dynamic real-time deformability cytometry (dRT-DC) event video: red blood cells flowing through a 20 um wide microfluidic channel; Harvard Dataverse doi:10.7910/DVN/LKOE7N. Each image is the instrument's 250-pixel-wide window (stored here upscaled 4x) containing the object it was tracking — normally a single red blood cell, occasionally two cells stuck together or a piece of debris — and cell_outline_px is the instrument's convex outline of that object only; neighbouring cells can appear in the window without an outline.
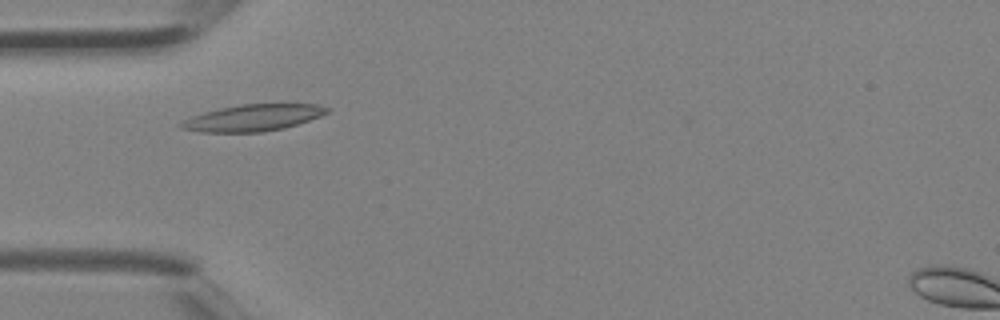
{"species": "Egyptian fruit bat (a non-hibernating species)", "species_latin": "Rousettus aegyptiacus", "temperature_condition": "room temperature", "stored_images_in_passage": 6, "camera_frame_rate_fps": 3000, "um_per_image_px": 0.085, "animal": {"sex": "female"}, "frame": {"image": 1, "passage_image": 5, "time_ms": 1.333, "image_size_px": [1000, 320], "cell_outline_px": [[332, 108], [328, 112], [320, 116], [284, 128], [260, 132], [200, 132], [180, 128], [180, 124], [184, 120], [192, 116], [204, 112], [220, 108], [240, 104], [316, 104]], "centroid_in_image_um": [21.51, 10.0], "position_along_channel_um": 63.5, "area_um2": 22.43}}
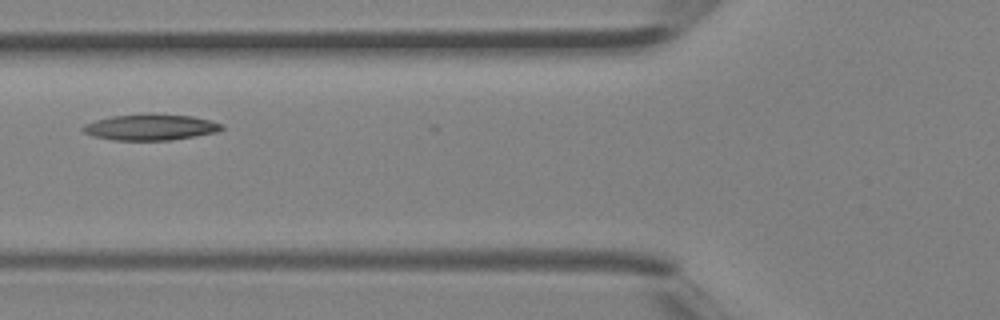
{"frame": {"image": 2, "passage_image": 6, "time_ms": 1.667, "image_size_px": [1000, 320], "cell_outline_px": [[224, 128], [216, 132], [168, 140], [112, 140], [92, 136], [84, 132], [80, 128], [84, 124], [96, 120], [112, 116], [148, 112], [152, 112], [192, 116], [224, 124]], "centroid_in_image_um": [12.76, 10.79], "position_along_channel_um": 113.0, "area_um2": 21.33}}